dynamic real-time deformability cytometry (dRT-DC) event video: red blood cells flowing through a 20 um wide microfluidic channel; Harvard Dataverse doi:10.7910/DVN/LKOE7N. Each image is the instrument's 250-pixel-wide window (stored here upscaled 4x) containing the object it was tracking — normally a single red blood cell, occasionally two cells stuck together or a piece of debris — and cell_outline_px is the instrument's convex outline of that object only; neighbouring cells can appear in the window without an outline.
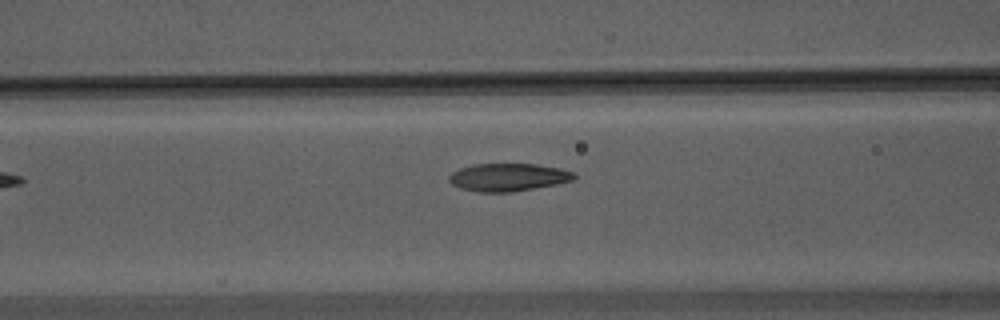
{"species": "Egyptian fruit bat (a non-hibernating species)", "species_latin": "Rousettus aegyptiacus", "temperature_condition": "warm", "stored_images_in_passage": 33, "camera_frame_rate_fps": 3000, "um_per_image_px": 0.085, "animal": {"sex": "male"}, "frame": {"image": 1, "passage_image": 6, "time_ms": 1.667, "image_size_px": [1000, 320], "cell_outline_px": [[576, 176], [572, 180], [556, 184], [512, 192], [480, 192], [460, 188], [452, 184], [448, 180], [448, 176], [452, 172], [460, 168], [472, 164], [536, 164], [560, 168], [576, 172]], "centroid_in_image_um": [43.18, 15.06], "position_along_channel_um": 123.4, "area_um2": 20.29}}
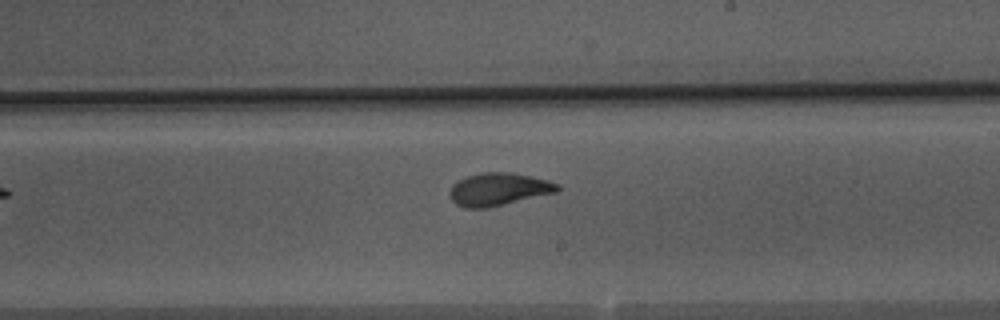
{"frame": {"image": 2, "passage_image": 16, "time_ms": 5.0, "image_size_px": [1000, 320], "cell_outline_px": [[560, 188], [556, 192], [488, 208], [464, 208], [456, 204], [452, 200], [448, 192], [452, 184], [468, 176], [480, 172], [512, 172], [548, 180], [560, 184]], "centroid_in_image_um": [42.36, 16.08], "position_along_channel_um": 246.6, "area_um2": 20.58}}
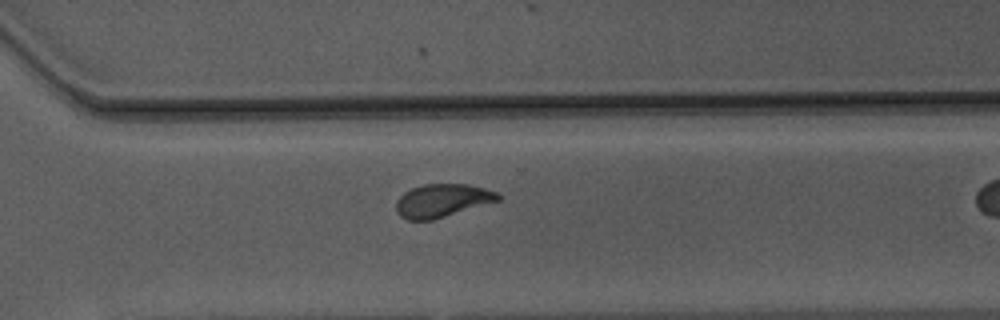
{"frame": {"image": 3, "passage_image": 23, "time_ms": 7.333, "image_size_px": [1000, 320], "cell_outline_px": [[500, 200], [432, 220], [408, 220], [400, 216], [396, 212], [396, 200], [404, 192], [412, 188], [424, 184], [468, 184], [484, 188], [496, 192], [500, 196]], "centroid_in_image_um": [37.56, 17.05], "position_along_channel_um": 333.0, "area_um2": 19.59}, "authors_computed_cell_mechanics": {"area_um2": 19.8254, "velocity_mm_per_s": 3.7048, "shape_relaxation_time_tau1_ms": 6.0491, "shape_relaxation_time_tau2_ms": 1.775, "deformation_change_tau1": 0.1948, "deformation_change_tau2": 0.0845}}